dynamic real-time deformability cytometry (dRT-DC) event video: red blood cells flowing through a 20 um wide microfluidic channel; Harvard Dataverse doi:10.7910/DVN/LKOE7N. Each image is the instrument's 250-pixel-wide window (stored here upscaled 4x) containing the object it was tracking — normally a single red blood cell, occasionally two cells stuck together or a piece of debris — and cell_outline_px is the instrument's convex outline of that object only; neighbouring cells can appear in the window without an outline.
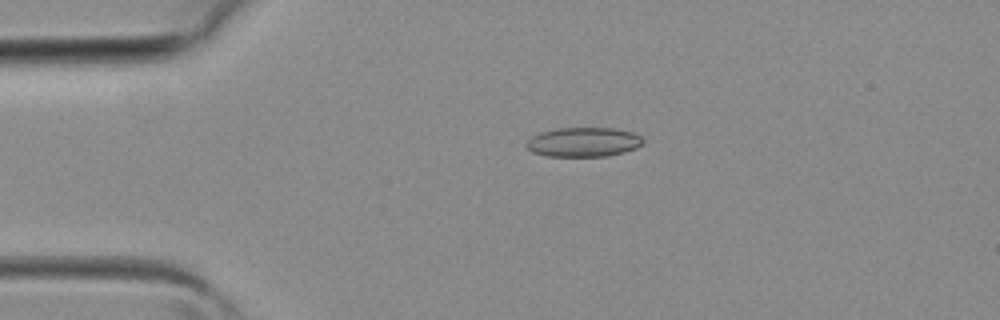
{"species": "common noctule bat (a hibernating species)", "species_latin": "Nyctalus noctula", "temperature_condition": "room temperature", "stored_images_in_passage": 34, "camera_frame_rate_fps": 3000, "um_per_image_px": 0.085, "animal": {"sex": "female", "body_mass_g": 19.3, "forearm_length_mm": 54.1}, "frame": {"image": 1, "passage_image": 3, "time_ms": 0.667, "image_size_px": [1000, 320], "cell_outline_px": [[644, 144], [636, 148], [624, 152], [608, 156], [548, 156], [532, 152], [524, 144], [532, 136], [540, 132], [556, 128], [616, 128], [632, 132], [640, 136], [644, 140]], "centroid_in_image_um": [49.61, 12.07], "position_along_channel_um": 35.4, "area_um2": 20.11}}
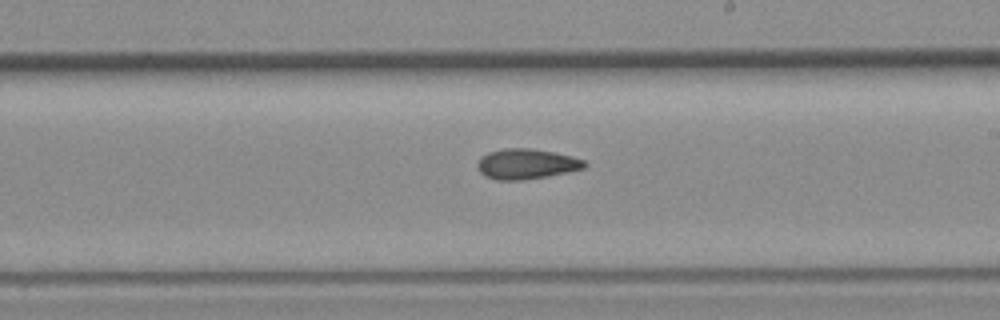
{"frame": {"image": 2, "passage_image": 17, "time_ms": 5.333, "image_size_px": [1000, 320], "cell_outline_px": [[588, 164], [584, 168], [544, 176], [520, 180], [496, 180], [484, 176], [476, 168], [476, 164], [480, 156], [488, 152], [504, 148], [528, 148], [552, 152], [572, 156], [584, 160]], "centroid_in_image_um": [44.67, 13.93], "position_along_channel_um": 244.3, "area_um2": 18.79}}
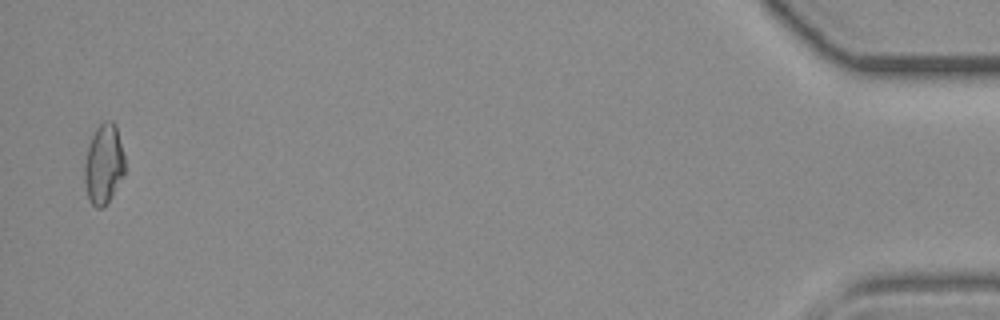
{"frame": {"image": 3, "passage_image": 33, "time_ms": 10.667, "image_size_px": [1000, 320], "cell_outline_px": [[124, 176], [104, 208], [96, 208], [92, 204], [88, 196], [84, 180], [84, 164], [88, 148], [92, 136], [96, 128], [104, 120], [112, 120], [116, 124], [124, 156]], "centroid_in_image_um": [8.82, 13.95], "position_along_channel_um": 426.4, "area_um2": 18.79}}